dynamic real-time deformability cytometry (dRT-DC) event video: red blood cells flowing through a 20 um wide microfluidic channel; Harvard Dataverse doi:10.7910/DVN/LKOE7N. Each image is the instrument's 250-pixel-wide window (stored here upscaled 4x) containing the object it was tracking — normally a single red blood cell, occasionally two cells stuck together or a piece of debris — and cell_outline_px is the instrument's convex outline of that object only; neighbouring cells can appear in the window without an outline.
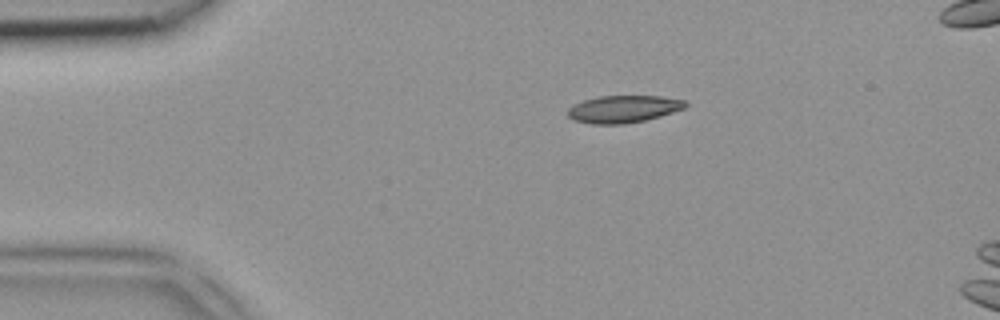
{"species": "common noctule bat (a hibernating species)", "species_latin": "Nyctalus noctula", "temperature_condition": "room temperature", "stored_images_in_passage": 3, "camera_frame_rate_fps": 3000, "um_per_image_px": 0.085, "animal": {"sex": "female", "body_mass_g": 18.4}, "frame": {"image": 1, "passage_image": 1, "time_ms": 0.0, "image_size_px": [1000, 320], "cell_outline_px": [[688, 104], [684, 108], [660, 116], [644, 120], [624, 124], [592, 124], [572, 120], [568, 116], [568, 108], [572, 104], [584, 100], [600, 96], [660, 96], [684, 100]], "centroid_in_image_um": [52.95, 9.27], "position_along_channel_um": 32.1, "area_um2": 18.67}}